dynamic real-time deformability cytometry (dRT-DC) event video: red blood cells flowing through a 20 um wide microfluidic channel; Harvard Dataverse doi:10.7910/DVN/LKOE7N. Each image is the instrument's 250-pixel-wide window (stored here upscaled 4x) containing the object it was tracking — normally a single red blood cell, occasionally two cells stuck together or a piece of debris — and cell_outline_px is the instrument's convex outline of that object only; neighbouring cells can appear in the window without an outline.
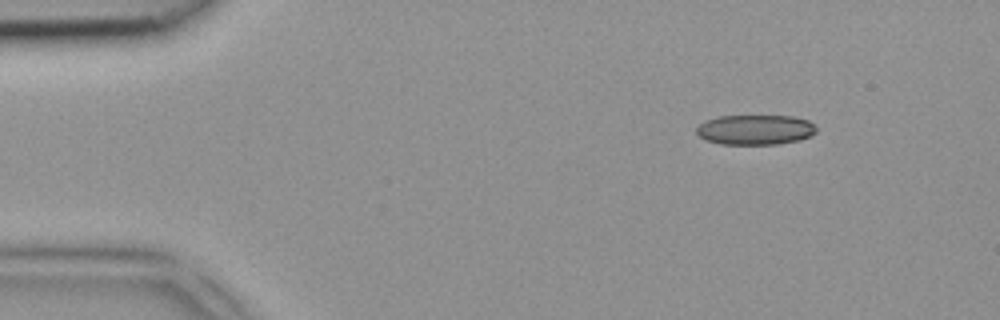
{"species": "common noctule bat (a hibernating species)", "species_latin": "Nyctalus noctula", "temperature_condition": "room temperature", "stored_images_in_passage": 3, "camera_frame_rate_fps": 3000, "um_per_image_px": 0.085, "animal": {"sex": "female", "body_mass_g": 18.4}, "frame": {"image": 1, "passage_image": 1, "time_ms": 0.0, "image_size_px": [1000, 320], "cell_outline_px": [[816, 132], [812, 136], [800, 140], [776, 144], [720, 144], [704, 140], [696, 132], [696, 128], [704, 120], [720, 116], [792, 116], [808, 120], [816, 128]], "centroid_in_image_um": [64.18, 11.03], "position_along_channel_um": 20.8, "area_um2": 21.04}}
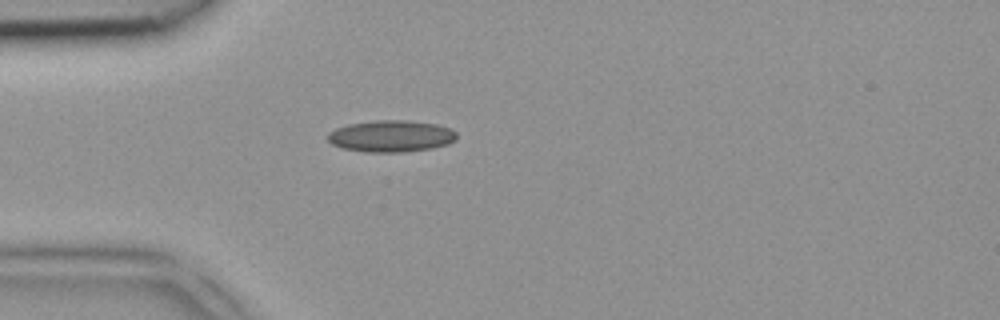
{"frame": {"image": 2, "passage_image": 3, "time_ms": 0.667, "image_size_px": [1000, 320], "cell_outline_px": [[456, 140], [448, 144], [432, 148], [404, 152], [364, 152], [344, 148], [332, 144], [328, 140], [328, 132], [336, 128], [348, 124], [376, 120], [404, 120], [436, 124], [452, 128], [456, 132]], "centroid_in_image_um": [33.26, 11.57], "position_along_channel_um": 51.7, "area_um2": 23.87}}